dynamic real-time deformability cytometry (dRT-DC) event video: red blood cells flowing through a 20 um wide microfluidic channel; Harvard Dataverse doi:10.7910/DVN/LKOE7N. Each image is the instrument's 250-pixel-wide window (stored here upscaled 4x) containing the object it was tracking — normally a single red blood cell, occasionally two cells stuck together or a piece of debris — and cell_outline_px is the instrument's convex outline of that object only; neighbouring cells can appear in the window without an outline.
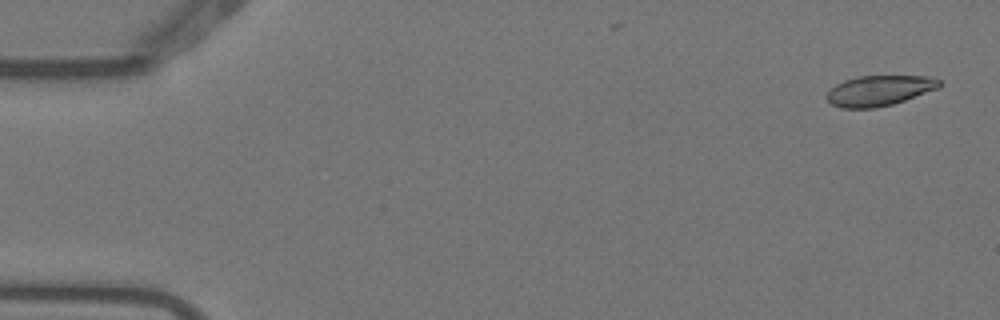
{"species": "Egyptian fruit bat (a non-hibernating species)", "species_latin": "Rousettus aegyptiacus", "temperature_condition": "warm", "stored_images_in_passage": 4, "camera_frame_rate_fps": 3000, "um_per_image_px": 0.085, "animal": {"sex": "female"}, "frame": {"image": 1, "passage_image": 1, "time_ms": 0.0, "image_size_px": [1000, 320], "cell_outline_px": [[944, 84], [940, 88], [892, 104], [876, 108], [840, 108], [832, 104], [824, 96], [836, 84], [844, 80], [860, 76], [932, 76], [944, 80]], "centroid_in_image_um": [74.8, 7.69], "position_along_channel_um": 10.2, "area_um2": 20.17}}